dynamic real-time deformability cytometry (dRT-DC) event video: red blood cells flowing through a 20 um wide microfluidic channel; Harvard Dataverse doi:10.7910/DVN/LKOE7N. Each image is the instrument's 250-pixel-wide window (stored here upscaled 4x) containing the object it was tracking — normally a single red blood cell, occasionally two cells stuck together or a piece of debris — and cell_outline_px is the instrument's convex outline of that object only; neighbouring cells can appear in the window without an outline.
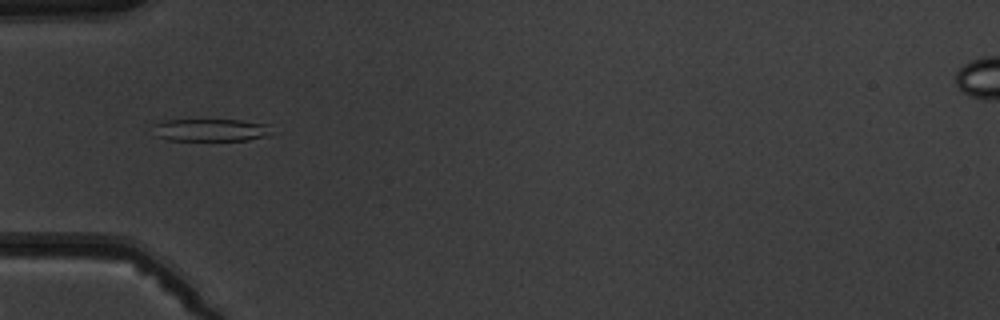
{"species": "common noctule bat (a hibernating species)", "species_latin": "Nyctalus noctula", "temperature_condition": "warm", "stored_images_in_passage": 7, "camera_frame_rate_fps": 3000, "um_per_image_px": 0.085, "animal": {"sex": "male", "body_mass_g": 19.5, "forearm_length_mm": 54.6}, "frame": {"image": 1, "passage_image": 4, "time_ms": 4.333, "image_size_px": [1000, 320], "cell_outline_px": [[268, 136], [248, 140], [168, 140], [156, 136], [156, 124], [164, 120], [240, 120], [268, 124]], "centroid_in_image_um": [17.92, 11.05], "position_along_channel_um": 67.1, "area_um2": 15.2}}
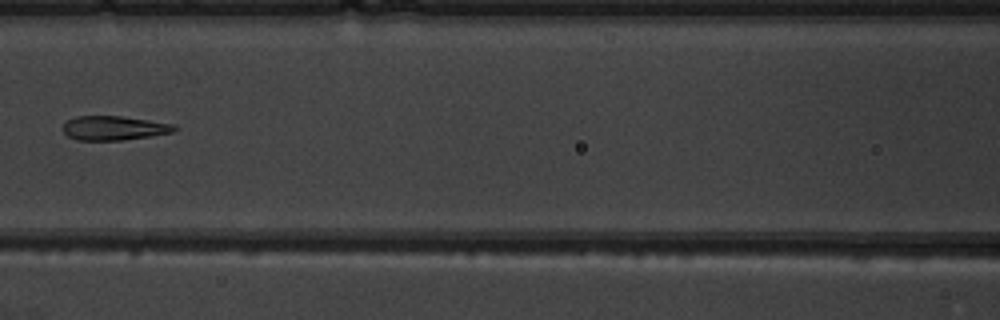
{"frame": {"image": 2, "passage_image": 6, "time_ms": 6.667, "image_size_px": [1000, 320], "cell_outline_px": [[176, 128], [172, 132], [124, 140], [76, 140], [68, 136], [64, 132], [64, 124], [68, 120], [76, 116], [120, 116], [176, 124]], "centroid_in_image_um": [9.68, 10.88], "position_along_channel_um": 156.9, "area_um2": 15.55}}
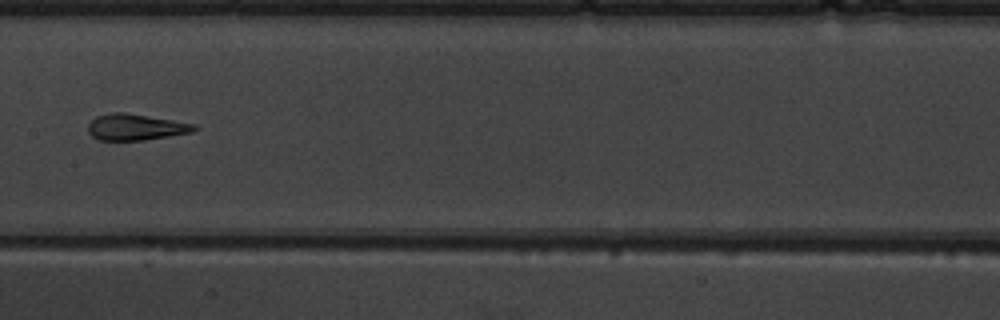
{"frame": {"image": 3, "passage_image": 7, "time_ms": 7.667, "image_size_px": [1000, 320], "cell_outline_px": [[196, 128], [192, 132], [144, 140], [100, 140], [92, 136], [88, 132], [88, 124], [96, 116], [112, 112], [124, 112], [196, 124]], "centroid_in_image_um": [11.5, 10.8], "position_along_channel_um": 195.9, "area_um2": 16.07}}